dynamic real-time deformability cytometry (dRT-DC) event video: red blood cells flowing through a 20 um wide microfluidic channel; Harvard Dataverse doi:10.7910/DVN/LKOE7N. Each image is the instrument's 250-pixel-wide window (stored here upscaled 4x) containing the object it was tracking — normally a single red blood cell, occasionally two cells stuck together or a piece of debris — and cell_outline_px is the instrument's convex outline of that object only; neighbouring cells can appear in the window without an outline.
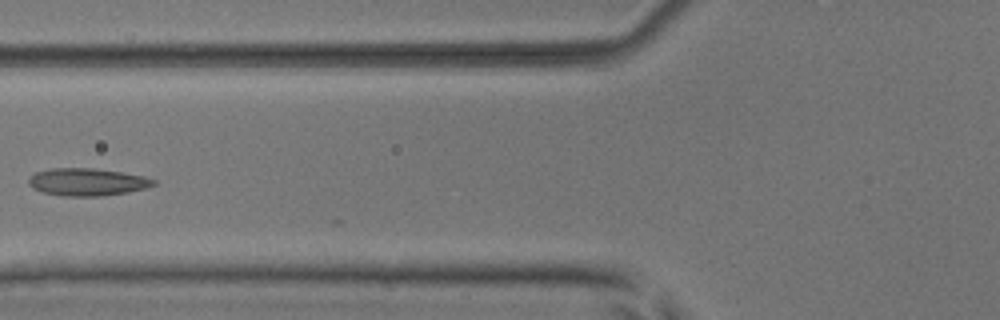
{"species": "common noctule bat (a hibernating species)", "species_latin": "Nyctalus noctula", "temperature_condition": "room temperature", "stored_images_in_passage": 8, "camera_frame_rate_fps": 3000, "um_per_image_px": 0.085, "animal": {"sex": "male", "body_mass_g": 17.9, "forearm_length_mm": 54.2}, "frame": {"image": 1, "passage_image": 7, "time_ms": 2.0, "image_size_px": [1000, 320], "cell_outline_px": [[156, 184], [144, 188], [128, 192], [100, 196], [60, 196], [44, 192], [32, 188], [28, 184], [28, 180], [36, 172], [52, 168], [92, 168], [120, 172], [144, 176], [156, 180]], "centroid_in_image_um": [7.4, 15.47], "position_along_channel_um": 118.4, "area_um2": 19.88}}
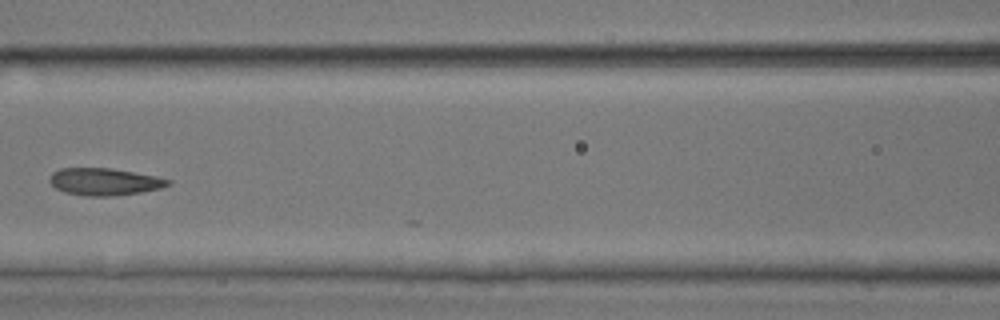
{"frame": {"image": 2, "passage_image": 8, "time_ms": 2.333, "image_size_px": [1000, 320], "cell_outline_px": [[172, 184], [160, 188], [140, 192], [112, 196], [84, 196], [64, 192], [56, 188], [48, 180], [52, 172], [60, 168], [108, 168], [156, 176], [172, 180]], "centroid_in_image_um": [8.86, 15.45], "position_along_channel_um": 157.7, "area_um2": 18.73}}